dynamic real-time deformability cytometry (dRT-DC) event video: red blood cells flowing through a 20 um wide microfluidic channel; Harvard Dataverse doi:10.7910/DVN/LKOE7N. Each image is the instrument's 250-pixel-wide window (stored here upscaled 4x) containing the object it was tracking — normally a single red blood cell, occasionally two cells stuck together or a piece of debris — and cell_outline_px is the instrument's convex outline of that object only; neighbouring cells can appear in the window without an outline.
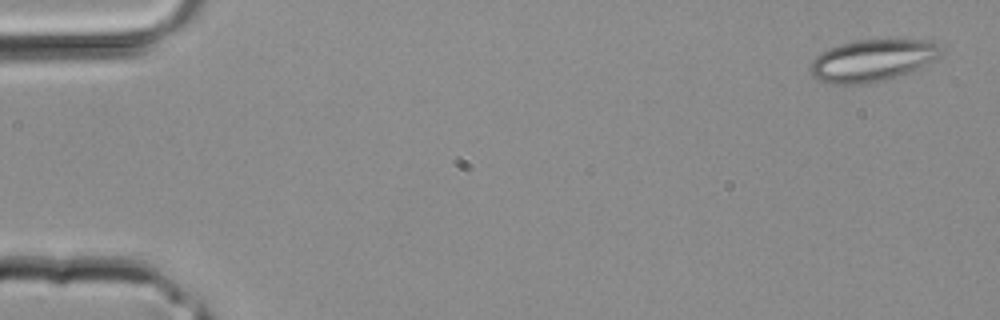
{"species": "common noctule bat (a hibernating species)", "species_latin": "Nyctalus noctula", "temperature_condition": "room temperature", "stored_images_in_passage": 3, "camera_frame_rate_fps": 3000, "um_per_image_px": 0.085, "animal": {"sex": "male", "body_mass_g": 20.4}, "frame": {"image": 1, "passage_image": 1, "time_ms": 0.0, "image_size_px": [1000, 320], "cell_outline_px": [[944, 52], [940, 56], [908, 72], [896, 76], [868, 84], [832, 84], [820, 80], [812, 76], [808, 68], [812, 60], [816, 56], [828, 48], [840, 44], [860, 40], [924, 40], [936, 44]], "centroid_in_image_um": [74.08, 5.14], "position_along_channel_um": 10.9, "area_um2": 31.5}}